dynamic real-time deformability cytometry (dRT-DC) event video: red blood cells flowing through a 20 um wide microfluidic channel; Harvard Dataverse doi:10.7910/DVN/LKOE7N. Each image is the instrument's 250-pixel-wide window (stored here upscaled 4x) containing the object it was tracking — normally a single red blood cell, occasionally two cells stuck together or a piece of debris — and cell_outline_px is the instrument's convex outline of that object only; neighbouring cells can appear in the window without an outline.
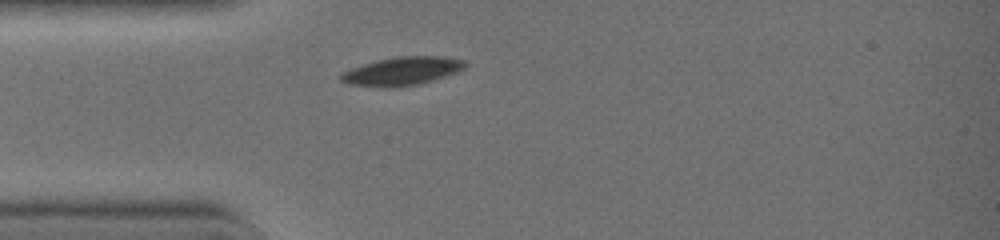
{"species": "common noctule bat (a hibernating species)", "species_latin": "Nyctalus noctula", "temperature_condition": "warm", "stored_images_in_passage": 29, "camera_frame_rate_fps": 3000, "um_per_image_px": 0.085, "animal": {"sex": "female", "body_mass_g": 19.0, "forearm_length_mm": 51.5}, "frame": {"image": 1, "passage_image": 1, "time_ms": 0.0, "image_size_px": [1000, 240], "cell_outline_px": [[468, 64], [464, 68], [456, 72], [420, 84], [392, 88], [380, 88], [348, 84], [340, 80], [340, 76], [344, 72], [352, 68], [376, 60], [396, 56], [440, 56], [464, 60]], "centroid_in_image_um": [34.16, 6.05], "position_along_channel_um": 50.8, "area_um2": 20.58}}
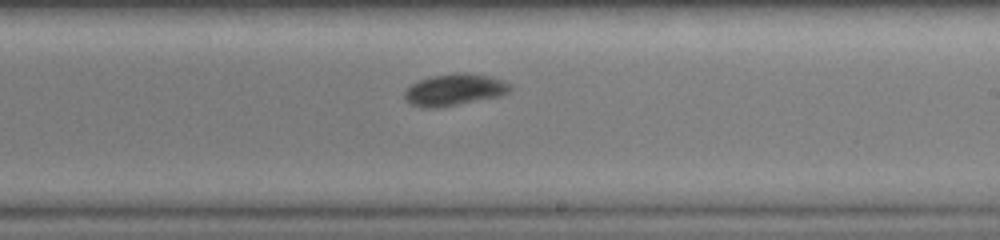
{"frame": {"image": 2, "passage_image": 15, "time_ms": 4.667, "image_size_px": [1000, 240], "cell_outline_px": [[512, 88], [508, 92], [500, 96], [436, 108], [424, 108], [412, 104], [404, 96], [404, 88], [420, 80], [432, 76], [452, 72], [468, 72], [488, 76], [504, 80], [512, 84]], "centroid_in_image_um": [38.64, 7.61], "position_along_channel_um": 250.4, "area_um2": 19.59}}
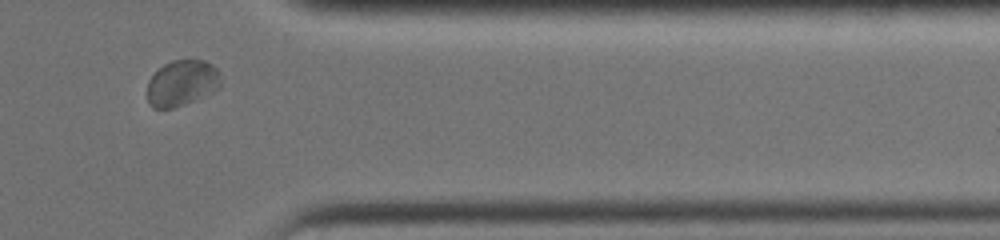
{"frame": {"image": 3, "passage_image": 25, "time_ms": 8.0, "image_size_px": [1000, 240], "cell_outline_px": [[220, 88], [184, 104], [172, 108], [152, 108], [148, 104], [148, 80], [164, 64], [172, 60], [204, 60], [212, 64], [220, 72]], "centroid_in_image_um": [15.46, 7.05], "position_along_channel_um": 395.9, "area_um2": 19.54}, "authors_computed_cell_mechanics": {"area_um2": 19.9988, "velocity_mm_per_s": 4.4372, "shape_relaxation_time_tau1_ms": 3.5137, "shape_relaxation_time_tau2_ms": 1.1925, "deformation_change_tau1": 0.1107, "deformation_change_tau2": 0.0377}}